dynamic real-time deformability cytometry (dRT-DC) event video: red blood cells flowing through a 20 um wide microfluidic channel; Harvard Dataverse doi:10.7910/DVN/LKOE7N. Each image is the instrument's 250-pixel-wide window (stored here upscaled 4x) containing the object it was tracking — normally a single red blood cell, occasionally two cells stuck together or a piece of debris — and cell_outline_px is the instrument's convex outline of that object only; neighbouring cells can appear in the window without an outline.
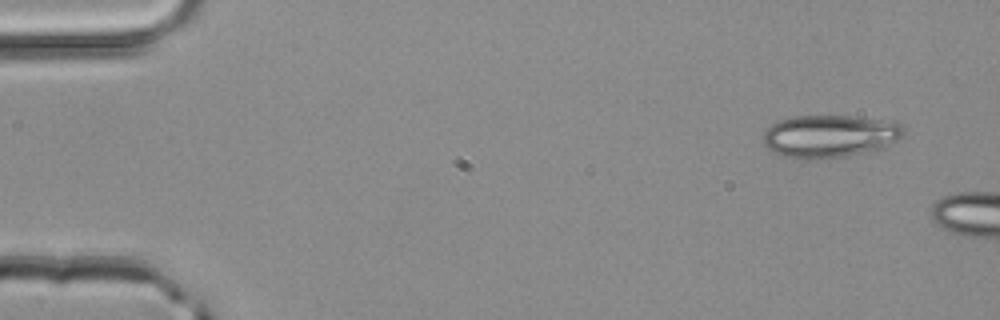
{"species": "common noctule bat (a hibernating species)", "species_latin": "Nyctalus noctula", "temperature_condition": "room temperature", "stored_images_in_passage": 2, "camera_frame_rate_fps": 3000, "um_per_image_px": 0.085, "animal": {"sex": "male", "body_mass_g": 20.4}, "frame": {"image": 1, "passage_image": 1, "time_ms": 0.0, "image_size_px": [1000, 320], "cell_outline_px": [[904, 136], [884, 148], [844, 156], [784, 156], [768, 148], [764, 144], [764, 132], [776, 120], [792, 116], [852, 116], [896, 120], [904, 124]], "centroid_in_image_um": [70.64, 11.5], "position_along_channel_um": 14.4, "area_um2": 34.45}}